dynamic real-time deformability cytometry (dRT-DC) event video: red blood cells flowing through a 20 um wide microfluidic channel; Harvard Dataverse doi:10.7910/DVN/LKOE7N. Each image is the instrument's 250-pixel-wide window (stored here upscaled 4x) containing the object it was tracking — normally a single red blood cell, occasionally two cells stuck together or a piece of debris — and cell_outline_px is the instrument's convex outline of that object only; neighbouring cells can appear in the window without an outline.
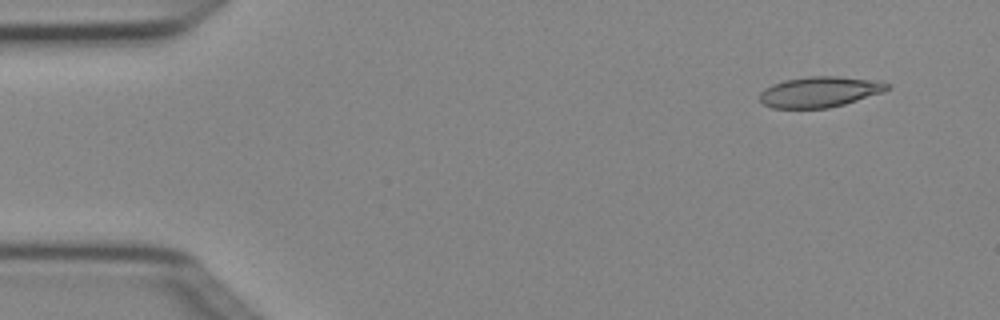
{"species": "Egyptian fruit bat (a non-hibernating species)", "species_latin": "Rousettus aegyptiacus", "temperature_condition": "cold", "stored_images_in_passage": 4, "camera_frame_rate_fps": 3000, "um_per_image_px": 0.085, "animal": {"sex": "female"}, "frame": {"image": 1, "passage_image": 2, "time_ms": 0.333, "image_size_px": [1000, 320], "cell_outline_px": [[892, 88], [884, 92], [844, 104], [828, 108], [772, 108], [764, 104], [760, 100], [760, 92], [764, 88], [772, 84], [784, 80], [808, 76], [836, 76], [880, 80], [892, 84]], "centroid_in_image_um": [69.73, 7.79], "position_along_channel_um": 15.3, "area_um2": 23.06}}